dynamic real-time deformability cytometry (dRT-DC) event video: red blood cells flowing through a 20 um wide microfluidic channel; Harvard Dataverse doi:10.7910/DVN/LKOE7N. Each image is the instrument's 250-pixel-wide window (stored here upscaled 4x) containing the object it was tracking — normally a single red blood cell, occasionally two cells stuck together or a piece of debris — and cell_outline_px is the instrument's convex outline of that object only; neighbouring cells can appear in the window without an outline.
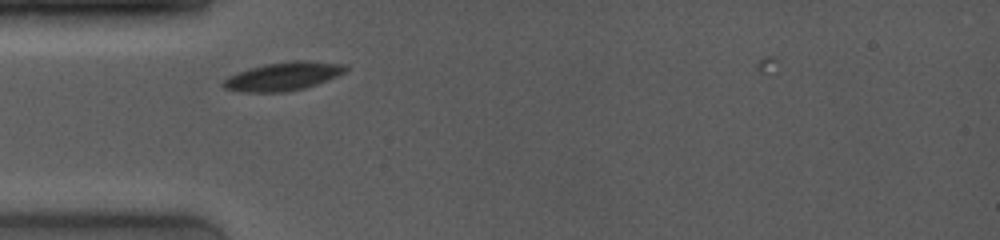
{"species": "common noctule bat (a hibernating species)", "species_latin": "Nyctalus noctula", "temperature_condition": "room temperature", "stored_images_in_passage": 28, "camera_frame_rate_fps": 4000, "um_per_image_px": 0.085, "animal": {"sex": "female", "body_mass_g": 19.0, "forearm_length_mm": 53.3}, "frame": {"image": 1, "passage_image": 4, "time_ms": 1.0, "image_size_px": [1000, 240], "cell_outline_px": [[348, 68], [344, 72], [336, 76], [316, 84], [304, 88], [284, 92], [244, 92], [224, 88], [220, 84], [228, 76], [252, 68], [268, 64], [292, 60], [300, 60], [344, 64]], "centroid_in_image_um": [24.06, 6.49], "position_along_channel_um": 60.9, "area_um2": 19.83}}
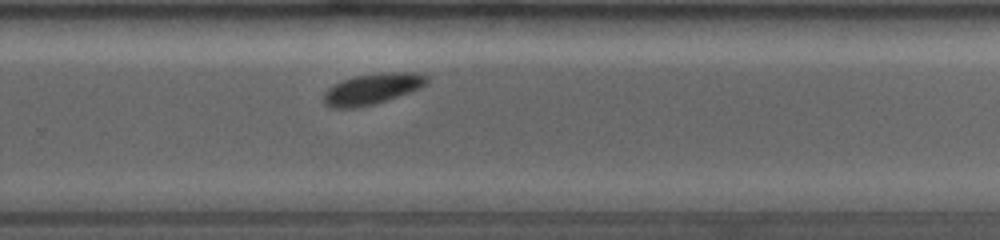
{"frame": {"image": 2, "passage_image": 21, "time_ms": 7.0, "image_size_px": [1000, 240], "cell_outline_px": [[428, 84], [412, 92], [376, 104], [356, 108], [328, 108], [324, 104], [324, 92], [328, 88], [344, 80], [356, 76], [380, 72], [416, 72], [428, 76]], "centroid_in_image_um": [31.68, 7.57], "position_along_channel_um": 298.1, "area_um2": 18.84}}
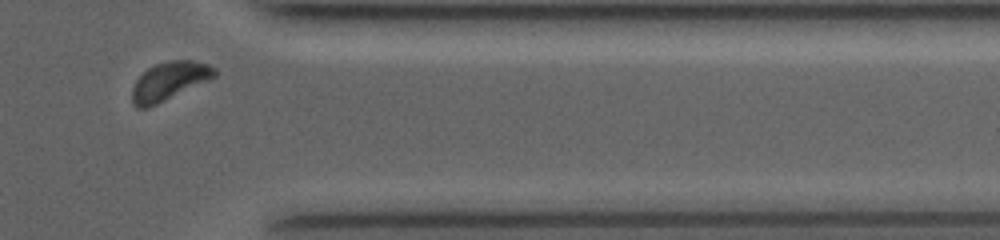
{"frame": {"image": 3, "passage_image": 26, "time_ms": 9.5, "image_size_px": [1000, 240], "cell_outline_px": [[216, 76], [148, 108], [136, 108], [132, 104], [132, 88], [136, 80], [148, 68], [156, 64], [172, 60], [192, 60], [208, 64], [216, 68]], "centroid_in_image_um": [14.36, 6.89], "position_along_channel_um": 397.0, "area_um2": 18.15}, "authors_computed_cell_mechanics": {"area_um2": 19.3052, "velocity_mm_per_s": 3.9868, "shape_relaxation_time_tau1_ms": 1.4, "shape_relaxation_time_tau2_ms": null, "deformation_change_tau1": 0.0765, "deformation_change_tau2": null}}